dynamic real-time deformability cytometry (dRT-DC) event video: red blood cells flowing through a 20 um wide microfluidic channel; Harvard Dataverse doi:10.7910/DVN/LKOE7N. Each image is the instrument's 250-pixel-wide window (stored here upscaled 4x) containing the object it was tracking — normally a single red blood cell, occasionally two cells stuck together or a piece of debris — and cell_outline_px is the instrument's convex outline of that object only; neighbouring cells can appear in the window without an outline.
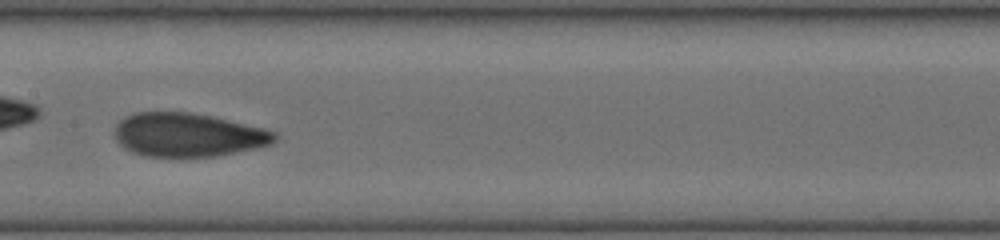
{"species": "human", "species_latin": "Homo sapiens", "temperature_condition": "cold", "stored_images_in_passage": 33, "camera_frame_rate_fps": 3000, "um_per_image_px": 0.085, "donor": {"sex": "female"}, "frame": {"image": 1, "passage_image": 15, "time_ms": 4.667, "image_size_px": [1000, 240], "cell_outline_px": [[276, 140], [272, 144], [260, 148], [216, 156], [144, 156], [132, 152], [124, 148], [116, 140], [116, 124], [124, 116], [132, 112], [188, 112], [208, 116], [264, 128], [276, 132]], "centroid_in_image_um": [15.98, 11.47], "position_along_channel_um": 191.4, "area_um2": 40.63}}